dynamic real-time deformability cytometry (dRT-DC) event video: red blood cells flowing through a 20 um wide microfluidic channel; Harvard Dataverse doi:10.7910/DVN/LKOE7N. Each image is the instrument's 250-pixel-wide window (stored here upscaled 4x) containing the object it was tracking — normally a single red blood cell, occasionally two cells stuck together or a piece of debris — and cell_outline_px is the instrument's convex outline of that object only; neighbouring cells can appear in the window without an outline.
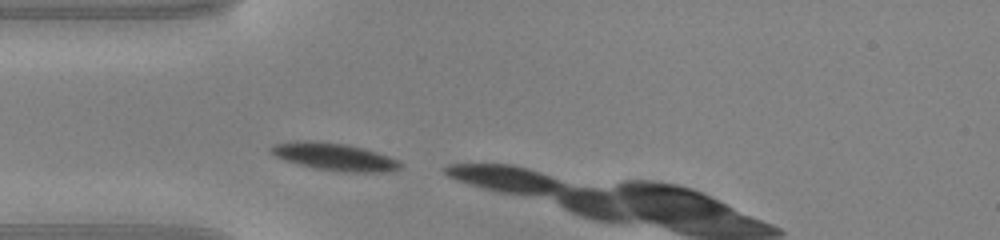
{"species": "common noctule bat (a hibernating species)", "species_latin": "Nyctalus noctula", "temperature_condition": "warm", "stored_images_in_passage": 3, "camera_frame_rate_fps": 3000, "um_per_image_px": 0.085, "animal": {"sex": "male", "body_mass_g": 20.0, "forearm_length_mm": 53.3}, "frame": {"image": 1, "passage_image": 1, "time_ms": 0.0, "image_size_px": [1000, 240], "cell_outline_px": [[400, 168], [380, 172], [344, 172], [316, 168], [300, 164], [276, 156], [272, 152], [272, 148], [276, 144], [344, 144], [360, 148], [396, 160], [400, 164]], "centroid_in_image_um": [28.52, 13.4], "position_along_channel_um": 56.5, "area_um2": 18.5}}